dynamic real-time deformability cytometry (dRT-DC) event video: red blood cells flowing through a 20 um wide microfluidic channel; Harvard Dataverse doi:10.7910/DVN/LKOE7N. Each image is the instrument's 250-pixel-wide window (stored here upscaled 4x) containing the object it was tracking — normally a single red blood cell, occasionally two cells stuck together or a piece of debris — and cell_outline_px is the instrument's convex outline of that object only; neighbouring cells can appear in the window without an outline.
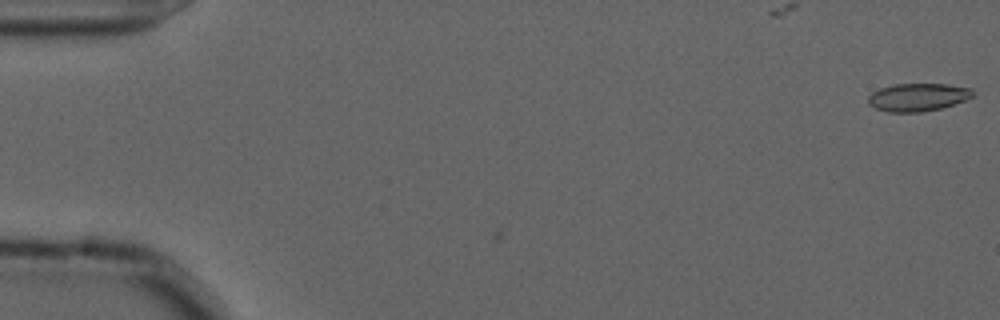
{"species": "common noctule bat (a hibernating species)", "species_latin": "Nyctalus noctula", "temperature_condition": "cold", "stored_images_in_passage": 2, "camera_frame_rate_fps": 3000, "um_per_image_px": 0.085, "animal": {"sex": "male", "forearm_length_mm": 52.5}, "frame": {"image": 1, "passage_image": 2, "time_ms": 0.333, "image_size_px": [1000, 320], "cell_outline_px": [[976, 92], [972, 96], [964, 100], [940, 108], [920, 112], [888, 112], [876, 108], [868, 104], [868, 96], [872, 92], [880, 88], [892, 84], [948, 84], [972, 88]], "centroid_in_image_um": [78.0, 8.25], "position_along_channel_um": 7.0, "area_um2": 16.99}}